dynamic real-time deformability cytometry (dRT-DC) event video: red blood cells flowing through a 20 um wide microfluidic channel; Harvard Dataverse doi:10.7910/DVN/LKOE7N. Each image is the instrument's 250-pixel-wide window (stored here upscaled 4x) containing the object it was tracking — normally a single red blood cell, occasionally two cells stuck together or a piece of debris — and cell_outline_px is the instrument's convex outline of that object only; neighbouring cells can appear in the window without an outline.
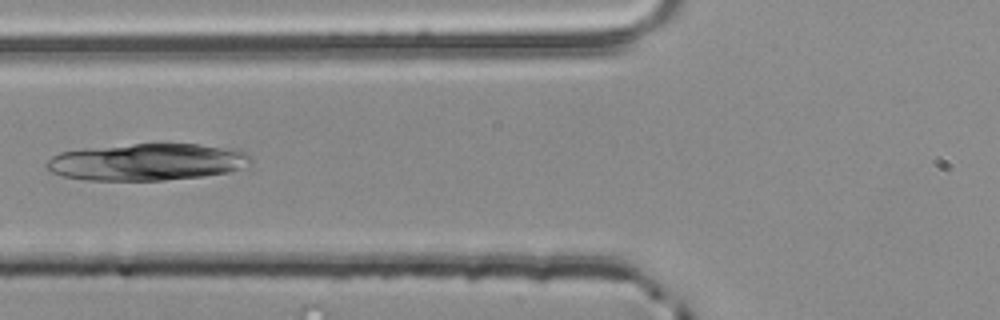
{"species": "common noctule bat (a hibernating species)", "species_latin": "Nyctalus noctula", "temperature_condition": "room temperature", "stored_images_in_passage": 5, "camera_frame_rate_fps": 3000, "um_per_image_px": 0.085, "animal": {"sex": "male", "body_mass_g": 20.4}, "frame": {"image": 1, "passage_image": 5, "time_ms": 1.333, "image_size_px": [1000, 320], "cell_outline_px": [[252, 160], [240, 168], [232, 172], [204, 176], [164, 180], [84, 180], [64, 176], [52, 172], [44, 168], [44, 164], [52, 156], [60, 152], [84, 148], [136, 144], [196, 144], [244, 152], [252, 156]], "centroid_in_image_um": [12.43, 13.78], "position_along_channel_um": 113.4, "area_um2": 43.7}}